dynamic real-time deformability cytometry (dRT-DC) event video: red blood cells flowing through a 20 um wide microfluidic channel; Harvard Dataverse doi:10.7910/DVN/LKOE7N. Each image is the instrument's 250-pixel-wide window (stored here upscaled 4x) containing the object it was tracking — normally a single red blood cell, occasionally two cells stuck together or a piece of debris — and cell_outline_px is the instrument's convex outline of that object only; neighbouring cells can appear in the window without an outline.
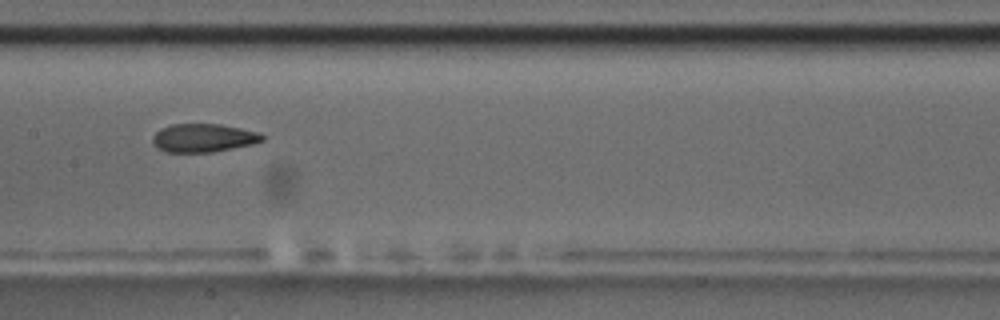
{"species": "common noctule bat (a hibernating species)", "species_latin": "Nyctalus noctula", "temperature_condition": "room temperature", "stored_images_in_passage": 10, "camera_frame_rate_fps": 3000, "um_per_image_px": 0.085, "animal": {"sex": "male", "body_mass_g": 17.5, "forearm_length_mm": 52.3}, "frame": {"image": 1, "passage_image": 7, "time_ms": 8.667, "image_size_px": [1000, 320], "cell_outline_px": [[264, 140], [252, 144], [212, 152], [168, 152], [156, 148], [152, 140], [152, 136], [160, 128], [172, 124], [220, 124], [260, 132], [264, 136]], "centroid_in_image_um": [17.27, 11.72], "position_along_channel_um": 190.1, "area_um2": 18.15}}